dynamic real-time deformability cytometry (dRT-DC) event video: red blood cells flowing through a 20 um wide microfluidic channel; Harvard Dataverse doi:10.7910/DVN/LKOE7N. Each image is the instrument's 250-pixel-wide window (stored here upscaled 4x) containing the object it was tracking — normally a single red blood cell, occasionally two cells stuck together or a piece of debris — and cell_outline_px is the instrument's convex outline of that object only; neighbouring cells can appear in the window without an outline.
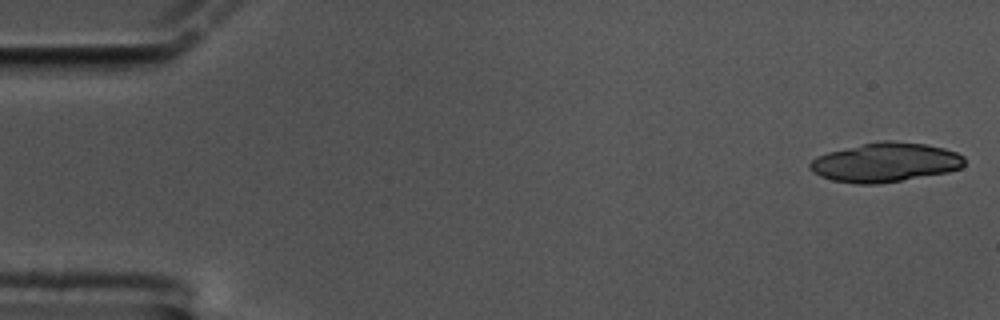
{"species": "common noctule bat (a hibernating species)", "species_latin": "Nyctalus noctula", "temperature_condition": "cold", "stored_images_in_passage": 28, "camera_frame_rate_fps": 3000, "um_per_image_px": 0.085, "animal": {"sex": "male", "body_mass_g": 17.5, "forearm_length_mm": 52.3}, "frame": {"image": 1, "passage_image": 1, "time_ms": 0.0, "image_size_px": [1000, 320], "cell_outline_px": [[964, 164], [960, 168], [948, 172], [876, 184], [856, 184], [832, 180], [820, 176], [812, 172], [808, 168], [808, 164], [816, 156], [828, 152], [864, 144], [884, 140], [892, 140], [924, 144], [944, 148], [956, 152], [964, 156]], "centroid_in_image_um": [75.22, 13.8], "position_along_channel_um": 9.8, "area_um2": 35.14}}